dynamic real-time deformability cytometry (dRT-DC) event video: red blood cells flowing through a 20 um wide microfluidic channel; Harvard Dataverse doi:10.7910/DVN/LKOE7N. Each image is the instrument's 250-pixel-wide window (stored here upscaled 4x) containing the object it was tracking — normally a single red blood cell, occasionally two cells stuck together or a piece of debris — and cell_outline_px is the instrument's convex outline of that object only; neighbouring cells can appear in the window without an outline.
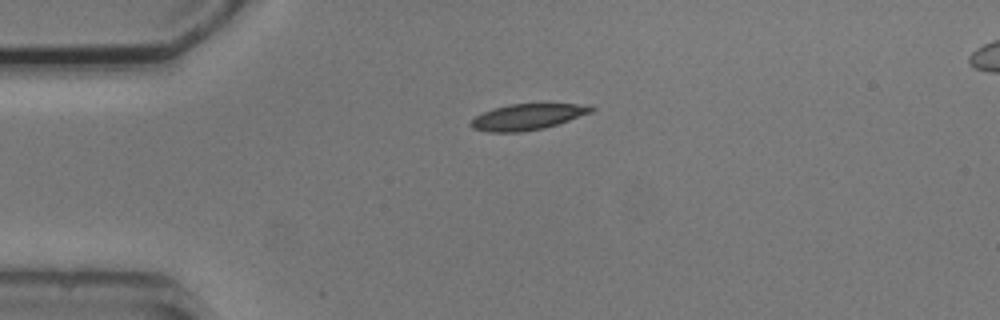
{"species": "common noctule bat (a hibernating species)", "species_latin": "Nyctalus noctula", "temperature_condition": "cold", "stored_images_in_passage": 2, "segment_of_instrument_passage": [1, 2], "camera_frame_rate_fps": 3000, "um_per_image_px": 0.085, "animal": {"sex": "male", "body_mass_g": 20.5, "forearm_length_mm": 52.5}, "frame": {"image": 1, "passage_image": 1, "time_ms": 0.0, "image_size_px": [1000, 320], "cell_outline_px": [[596, 108], [592, 112], [544, 128], [520, 132], [488, 132], [472, 128], [468, 124], [476, 116], [484, 112], [508, 104], [592, 104]], "centroid_in_image_um": [44.85, 9.93], "position_along_channel_um": 40.2, "area_um2": 18.09}}